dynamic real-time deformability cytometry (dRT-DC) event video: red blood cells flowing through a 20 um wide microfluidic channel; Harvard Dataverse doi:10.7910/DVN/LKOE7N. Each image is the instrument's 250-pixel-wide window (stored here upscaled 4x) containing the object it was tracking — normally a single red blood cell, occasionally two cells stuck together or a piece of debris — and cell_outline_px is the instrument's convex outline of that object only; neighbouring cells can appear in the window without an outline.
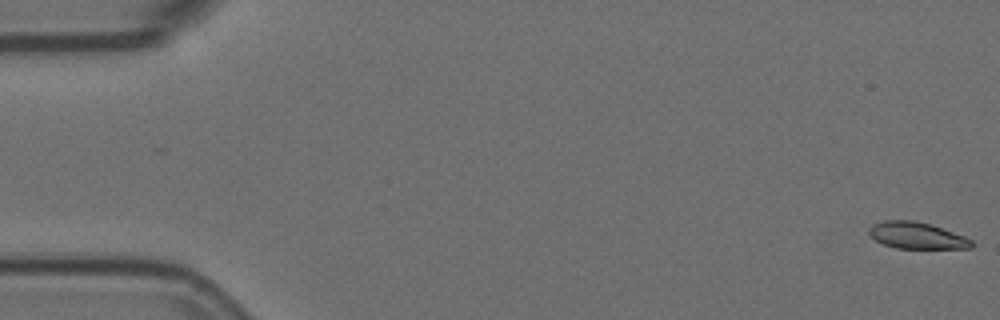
{"species": "Egyptian fruit bat (a non-hibernating species)", "species_latin": "Rousettus aegyptiacus", "temperature_condition": "room temperature", "stored_images_in_passage": 58, "camera_frame_rate_fps": 3000, "um_per_image_px": 0.085, "animal": {"sex": "female"}, "frame": {"image": 1, "passage_image": 1, "time_ms": 0.0, "image_size_px": [1000, 320], "cell_outline_px": [[976, 244], [972, 248], [896, 248], [884, 244], [876, 240], [868, 232], [868, 228], [872, 224], [884, 220], [912, 220], [932, 224], [964, 236], [972, 240]], "centroid_in_image_um": [77.94, 20.01], "position_along_channel_um": 7.1, "area_um2": 15.95}}
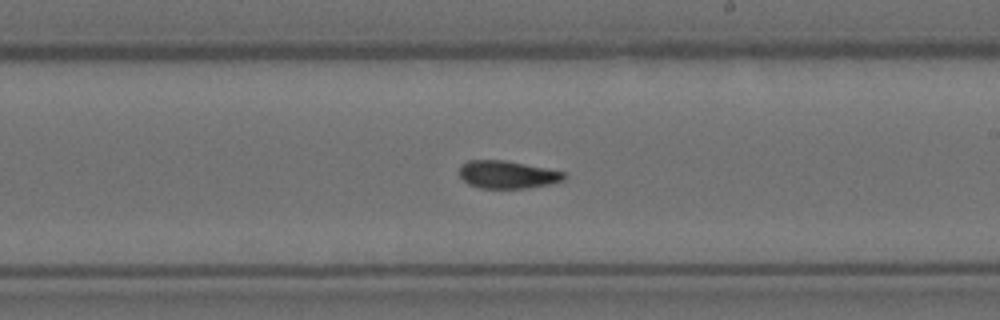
{"frame": {"image": 2, "passage_image": 33, "time_ms": 10.667, "image_size_px": [1000, 320], "cell_outline_px": [[568, 176], [564, 180], [552, 184], [528, 188], [480, 188], [468, 184], [460, 176], [460, 164], [468, 160], [504, 160], [568, 172]], "centroid_in_image_um": [43.18, 14.84], "position_along_channel_um": 245.8, "area_um2": 17.17}}
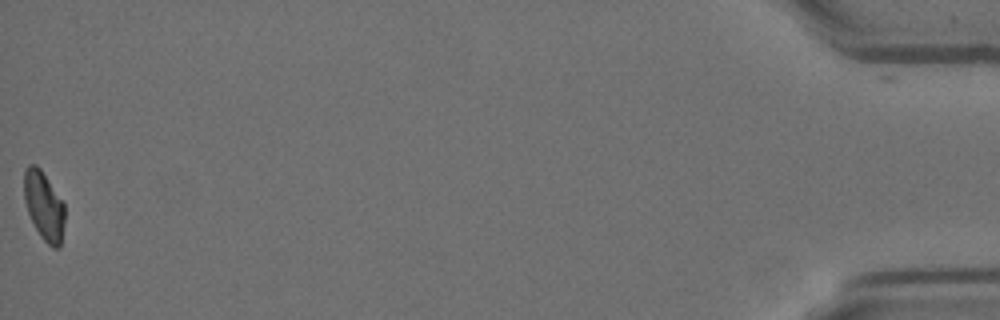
{"frame": {"image": 3, "passage_image": 57, "time_ms": 18.667, "image_size_px": [1000, 320], "cell_outline_px": [[64, 224], [60, 248], [52, 248], [40, 236], [28, 212], [24, 200], [24, 168], [28, 164], [36, 164], [40, 168], [64, 204]], "centroid_in_image_um": [3.72, 17.49], "position_along_channel_um": 431.5, "area_um2": 16.18}, "authors_computed_cell_mechanics": {"area_um2": 17.0221, "velocity_mm_per_s": 3.594, "shape_relaxation_time_tau1_ms": null, "shape_relaxation_time_tau2_ms": 8.4, "deformation_change_tau1": null, "deformation_change_tau2": 0.118}}